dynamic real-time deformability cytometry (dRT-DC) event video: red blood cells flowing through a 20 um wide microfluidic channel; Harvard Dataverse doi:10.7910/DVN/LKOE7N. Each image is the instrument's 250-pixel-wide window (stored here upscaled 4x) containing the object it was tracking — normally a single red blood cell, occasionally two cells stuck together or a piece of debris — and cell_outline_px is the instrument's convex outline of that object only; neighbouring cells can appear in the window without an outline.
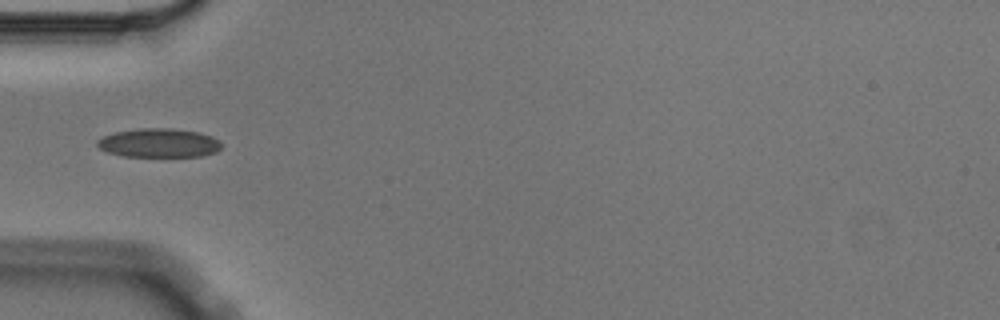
{"species": "Egyptian fruit bat (a non-hibernating species)", "species_latin": "Rousettus aegyptiacus", "temperature_condition": "cold", "stored_images_in_passage": 5, "camera_frame_rate_fps": 3000, "um_per_image_px": 0.085, "animal": {"sex": "male"}, "frame": {"image": 1, "passage_image": 5, "time_ms": 1.333, "image_size_px": [1000, 320], "cell_outline_px": [[220, 148], [216, 152], [200, 156], [120, 156], [108, 152], [100, 148], [96, 144], [96, 140], [104, 136], [116, 132], [140, 128], [168, 128], [200, 132], [212, 136], [220, 140]], "centroid_in_image_um": [13.51, 12.15], "position_along_channel_um": 71.5, "area_um2": 20.87}}